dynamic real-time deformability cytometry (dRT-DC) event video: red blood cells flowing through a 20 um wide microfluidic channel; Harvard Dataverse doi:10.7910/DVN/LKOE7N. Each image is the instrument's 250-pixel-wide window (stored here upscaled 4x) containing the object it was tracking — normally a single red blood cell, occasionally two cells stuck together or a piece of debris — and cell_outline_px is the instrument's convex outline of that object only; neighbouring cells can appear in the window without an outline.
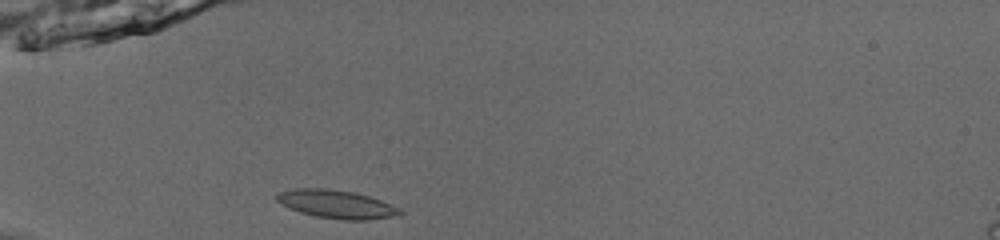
{"species": "common noctule bat (a hibernating species)", "species_latin": "Nyctalus noctula", "temperature_condition": "room temperature", "stored_images_in_passage": 36, "camera_frame_rate_fps": 3000, "um_per_image_px": 0.085, "animal": {"sex": "male", "body_mass_g": 13.0, "forearm_length_mm": 53.1}, "frame": {"image": 1, "passage_image": 1, "time_ms": 0.0, "image_size_px": [1000, 240], "cell_outline_px": [[404, 212], [400, 216], [368, 220], [344, 220], [316, 216], [300, 212], [280, 204], [276, 200], [276, 196], [280, 192], [292, 188], [324, 188], [352, 192], [368, 196], [380, 200], [400, 208]], "centroid_in_image_um": [28.63, 17.36], "position_along_channel_um": 56.4, "area_um2": 20.35}}
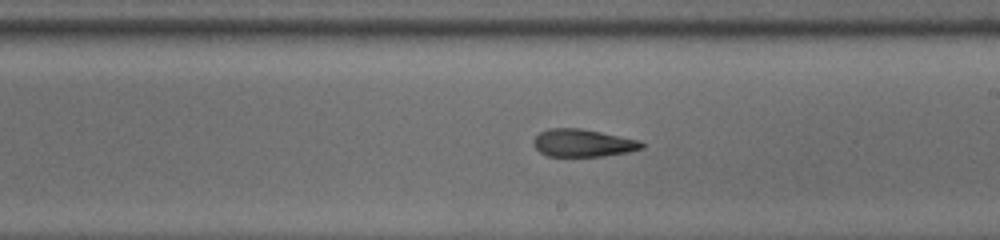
{"frame": {"image": 2, "passage_image": 16, "time_ms": 5.0, "image_size_px": [1000, 240], "cell_outline_px": [[644, 148], [628, 152], [604, 156], [548, 156], [540, 152], [532, 144], [532, 140], [540, 132], [548, 128], [580, 128], [640, 140], [644, 144]], "centroid_in_image_um": [49.54, 12.15], "position_along_channel_um": 239.5, "area_um2": 17.46}}
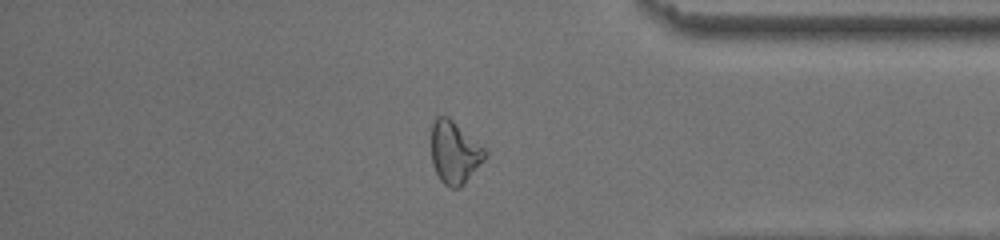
{"frame": {"image": 3, "passage_image": 29, "time_ms": 9.333, "image_size_px": [1000, 240], "cell_outline_px": [[488, 156], [464, 184], [460, 188], [448, 188], [440, 180], [432, 164], [432, 124], [436, 116], [448, 116], [484, 148], [488, 152]], "centroid_in_image_um": [38.64, 12.98], "position_along_channel_um": 396.6, "area_um2": 19.54}, "authors_computed_cell_mechanics": {"area_um2": 18.4093, "velocity_mm_per_s": 3.8997, "shape_relaxation_time_tau1_ms": 6.0329, "shape_relaxation_time_tau2_ms": 2.9891, "deformation_change_tau1": 0.1704, "deformation_change_tau2": 0.0929}}